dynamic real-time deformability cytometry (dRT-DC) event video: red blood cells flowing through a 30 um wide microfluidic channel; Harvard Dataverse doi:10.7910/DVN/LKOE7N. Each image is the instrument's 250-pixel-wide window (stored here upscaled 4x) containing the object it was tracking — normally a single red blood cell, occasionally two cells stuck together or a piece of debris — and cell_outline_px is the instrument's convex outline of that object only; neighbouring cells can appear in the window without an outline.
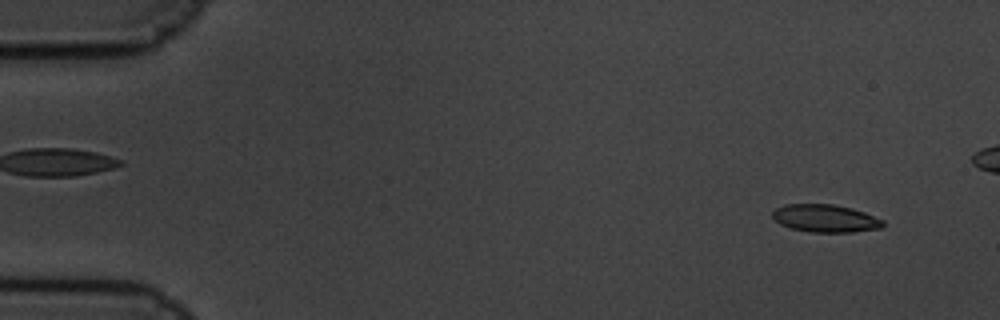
{"species": "common noctule bat (a hibernating species)", "species_latin": "Nyctalus noctula", "temperature_condition": "cold", "stored_images_in_passage": 54, "camera_frame_rate_fps": 3000, "um_per_image_px": 0.085, "animal": {"sex": "male", "body_mass_g": 19.5, "forearm_length_mm": 54.6}, "frame": {"image": 1, "passage_image": 4, "time_ms": 1.0, "image_size_px": [1000, 320], "cell_outline_px": [[884, 224], [880, 228], [852, 232], [812, 232], [792, 228], [780, 224], [772, 216], [772, 212], [776, 208], [784, 204], [832, 204], [852, 208], [864, 212], [884, 220]], "centroid_in_image_um": [70.15, 18.55], "position_along_channel_um": 14.8, "area_um2": 17.74}}
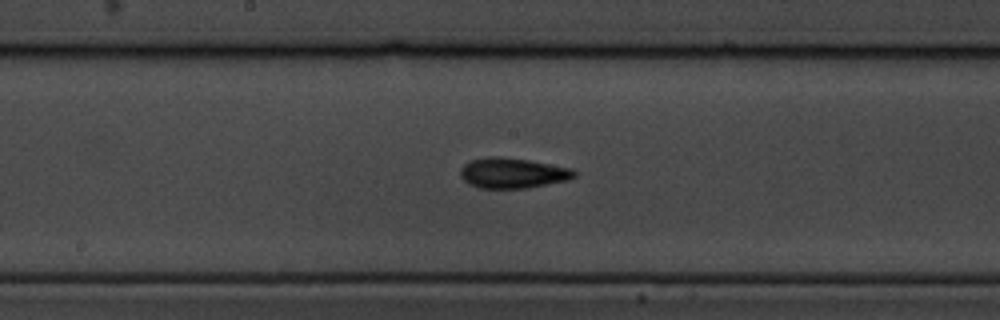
{"frame": {"image": 2, "passage_image": 31, "time_ms": 10.0, "image_size_px": [1000, 320], "cell_outline_px": [[576, 176], [568, 180], [528, 188], [480, 188], [464, 180], [460, 176], [460, 168], [468, 160], [488, 156], [500, 156], [528, 160], [572, 168], [576, 172]], "centroid_in_image_um": [43.56, 14.69], "position_along_channel_um": 204.6, "area_um2": 20.23}}
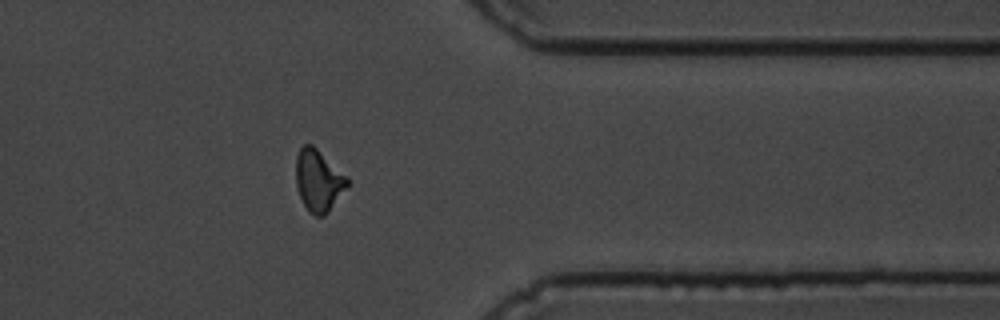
{"frame": {"image": 3, "passage_image": 48, "time_ms": 15.667, "image_size_px": [1000, 320], "cell_outline_px": [[352, 184], [328, 212], [324, 216], [316, 216], [308, 212], [296, 188], [296, 156], [300, 148], [304, 144], [312, 144], [352, 180]], "centroid_in_image_um": [27.12, 15.36], "position_along_channel_um": 384.3, "area_um2": 18.96}}